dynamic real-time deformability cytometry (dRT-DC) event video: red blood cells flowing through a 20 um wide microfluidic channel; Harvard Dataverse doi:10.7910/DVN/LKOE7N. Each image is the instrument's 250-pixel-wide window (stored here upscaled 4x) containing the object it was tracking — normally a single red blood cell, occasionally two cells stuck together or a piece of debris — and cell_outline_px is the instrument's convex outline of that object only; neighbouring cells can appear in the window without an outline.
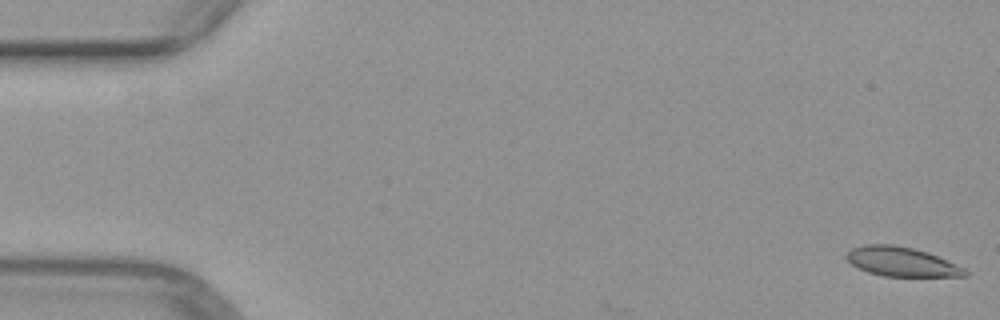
{"species": "common noctule bat (a hibernating species)", "species_latin": "Nyctalus noctula", "temperature_condition": "warm", "stored_images_in_passage": 3, "camera_frame_rate_fps": 3000, "um_per_image_px": 0.085, "animal": {"sex": "female", "body_mass_g": 29.2, "forearm_length_mm": 56.3}, "frame": {"image": 1, "passage_image": 1, "time_ms": 0.0, "image_size_px": [1000, 320], "cell_outline_px": [[968, 276], [884, 276], [868, 272], [852, 264], [844, 256], [852, 248], [864, 244], [892, 244], [912, 248], [928, 252], [964, 268], [968, 272]], "centroid_in_image_um": [76.62, 22.24], "position_along_channel_um": 8.4, "area_um2": 20.06}}